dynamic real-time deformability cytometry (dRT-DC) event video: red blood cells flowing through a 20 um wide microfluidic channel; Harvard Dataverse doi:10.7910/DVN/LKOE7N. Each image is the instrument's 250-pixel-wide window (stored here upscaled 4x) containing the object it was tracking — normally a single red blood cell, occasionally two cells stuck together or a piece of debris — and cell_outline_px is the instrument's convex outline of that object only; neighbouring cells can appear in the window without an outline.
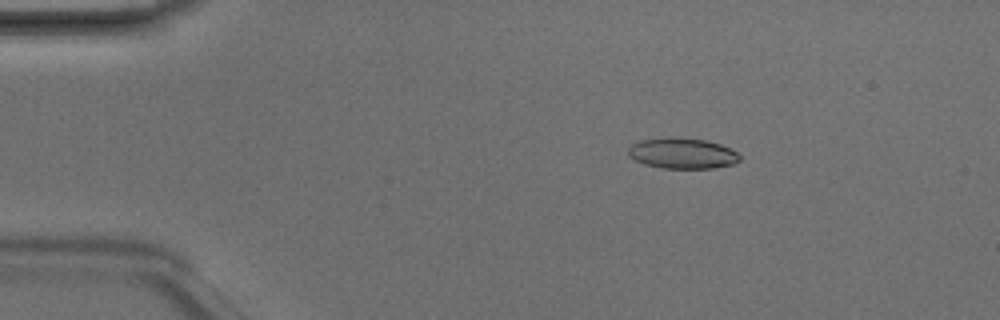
{"species": "Egyptian fruit bat (a non-hibernating species)", "species_latin": "Rousettus aegyptiacus", "temperature_condition": "room temperature", "stored_images_in_passage": 6, "camera_frame_rate_fps": 3000, "um_per_image_px": 0.085, "animal": {"sex": "male"}, "frame": {"image": 1, "passage_image": 2, "time_ms": 0.333, "image_size_px": [1000, 320], "cell_outline_px": [[740, 160], [732, 164], [712, 168], [660, 168], [644, 164], [628, 156], [628, 148], [632, 144], [640, 140], [704, 140], [720, 144], [736, 152], [740, 156]], "centroid_in_image_um": [58.0, 13.08], "position_along_channel_um": 27.0, "area_um2": 19.02}}
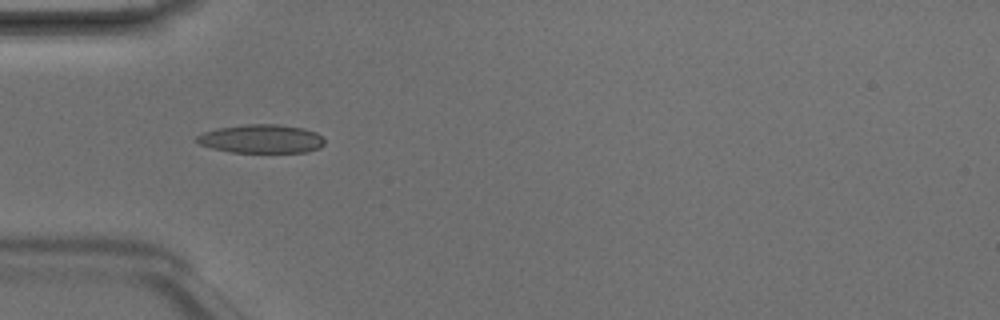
{"frame": {"image": 2, "passage_image": 4, "time_ms": 1.0, "image_size_px": [1000, 320], "cell_outline_px": [[324, 144], [320, 148], [308, 152], [232, 152], [212, 148], [200, 144], [196, 140], [196, 136], [204, 132], [216, 128], [248, 124], [276, 124], [304, 128], [316, 132], [324, 140]], "centroid_in_image_um": [22.23, 11.8], "position_along_channel_um": 62.8, "area_um2": 21.27}}